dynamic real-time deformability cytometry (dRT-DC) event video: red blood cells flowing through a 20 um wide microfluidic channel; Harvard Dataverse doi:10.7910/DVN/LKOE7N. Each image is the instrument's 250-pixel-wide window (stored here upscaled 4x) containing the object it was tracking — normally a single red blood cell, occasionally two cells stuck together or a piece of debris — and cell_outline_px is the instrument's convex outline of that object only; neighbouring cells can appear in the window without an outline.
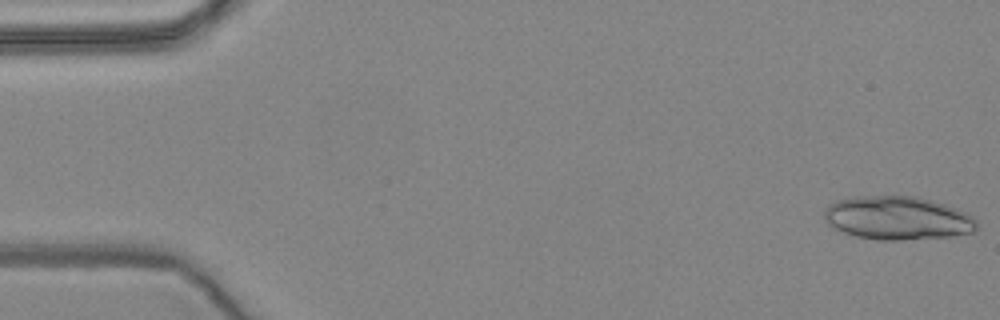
{"species": "common noctule bat (a hibernating species)", "species_latin": "Nyctalus noctula", "temperature_condition": "warm", "stored_images_in_passage": 16, "camera_frame_rate_fps": 3000, "um_per_image_px": 0.085, "animal": {"sex": "female", "body_mass_g": 24.6, "forearm_length_mm": 56.2}, "frame": {"image": 1, "passage_image": 1, "time_ms": 0.0, "image_size_px": [1000, 320], "cell_outline_px": [[976, 232], [952, 236], [900, 240], [880, 240], [856, 236], [844, 232], [828, 224], [824, 216], [824, 212], [828, 204], [836, 200], [856, 196], [916, 196], [944, 204], [968, 212], [976, 220]], "centroid_in_image_um": [76.31, 18.53], "position_along_channel_um": 8.7, "area_um2": 38.67}}